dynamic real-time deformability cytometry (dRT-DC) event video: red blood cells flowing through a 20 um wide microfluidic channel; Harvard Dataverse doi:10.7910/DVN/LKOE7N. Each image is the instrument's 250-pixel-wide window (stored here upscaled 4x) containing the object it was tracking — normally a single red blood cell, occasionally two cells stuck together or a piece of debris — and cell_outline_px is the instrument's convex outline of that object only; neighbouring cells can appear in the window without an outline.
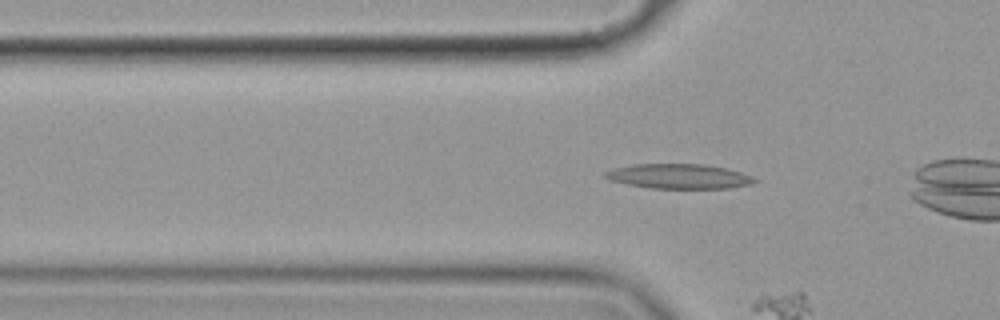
{"species": "common noctule bat (a hibernating species)", "species_latin": "Nyctalus noctula", "temperature_condition": "cold", "stored_images_in_passage": 4, "camera_frame_rate_fps": 3000, "um_per_image_px": 0.085, "animal": {"sex": "female", "body_mass_g": 19.9}, "frame": {"image": 1, "passage_image": 3, "time_ms": 0.667, "image_size_px": [1000, 320], "cell_outline_px": [[760, 180], [752, 184], [728, 188], [648, 188], [608, 180], [600, 176], [604, 172], [616, 168], [632, 164], [704, 164], [724, 168], [740, 172]], "centroid_in_image_um": [57.66, 14.99], "position_along_channel_um": 68.1, "area_um2": 21.56}}